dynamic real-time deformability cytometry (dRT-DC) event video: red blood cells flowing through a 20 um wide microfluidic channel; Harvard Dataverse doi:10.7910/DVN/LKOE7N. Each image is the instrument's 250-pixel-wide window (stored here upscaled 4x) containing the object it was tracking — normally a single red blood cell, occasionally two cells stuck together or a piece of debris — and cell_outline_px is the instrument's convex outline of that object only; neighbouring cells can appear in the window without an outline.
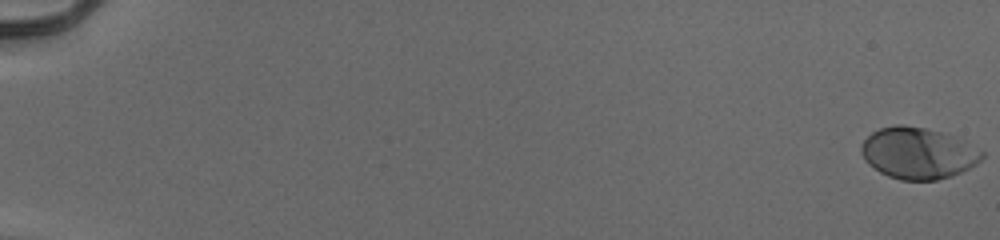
{"species": "human", "species_latin": "Homo sapiens", "temperature_condition": "cold", "stored_images_in_passage": 56, "camera_frame_rate_fps": 3000, "um_per_image_px": 0.085, "donor": {"sex": "male"}, "frame": {"image": 1, "passage_image": 1, "time_ms": 0.0, "image_size_px": [1000, 240], "cell_outline_px": [[984, 156], [976, 164], [952, 176], [936, 180], [900, 180], [888, 176], [880, 172], [868, 164], [864, 160], [860, 152], [860, 148], [864, 140], [872, 132], [880, 128], [896, 124], [904, 124], [924, 128], [940, 132], [984, 152]], "centroid_in_image_um": [77.96, 13.03], "position_along_channel_um": 7.0, "area_um2": 35.72}}
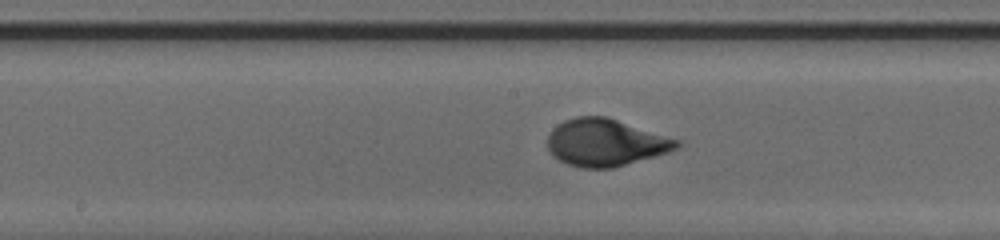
{"frame": {"image": 2, "passage_image": 32, "time_ms": 10.333, "image_size_px": [1000, 240], "cell_outline_px": [[684, 140], [676, 148], [668, 152], [612, 168], [580, 168], [568, 164], [552, 156], [548, 148], [548, 136], [552, 128], [564, 120], [576, 116], [608, 116]], "centroid_in_image_um": [51.5, 12.09], "position_along_channel_um": 196.7, "area_um2": 35.95}}
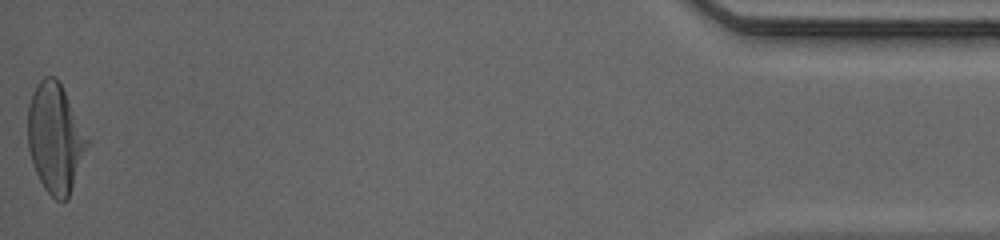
{"frame": {"image": 3, "passage_image": 56, "time_ms": 18.333, "image_size_px": [1000, 240], "cell_outline_px": [[88, 144], [68, 200], [56, 200], [44, 188], [36, 172], [28, 148], [28, 104], [32, 92], [36, 84], [44, 76], [56, 76], [88, 140]], "centroid_in_image_um": [4.66, 11.74], "position_along_channel_um": 430.5, "area_um2": 37.11}, "authors_computed_cell_mechanics": {"area_um2": 35.3158, "velocity_mm_per_s": 3.9321, "shape_relaxation_time_tau1_ms": 3.3763, "shape_relaxation_time_tau2_ms": null, "deformation_change_tau1": 0.178, "deformation_change_tau2": null}}